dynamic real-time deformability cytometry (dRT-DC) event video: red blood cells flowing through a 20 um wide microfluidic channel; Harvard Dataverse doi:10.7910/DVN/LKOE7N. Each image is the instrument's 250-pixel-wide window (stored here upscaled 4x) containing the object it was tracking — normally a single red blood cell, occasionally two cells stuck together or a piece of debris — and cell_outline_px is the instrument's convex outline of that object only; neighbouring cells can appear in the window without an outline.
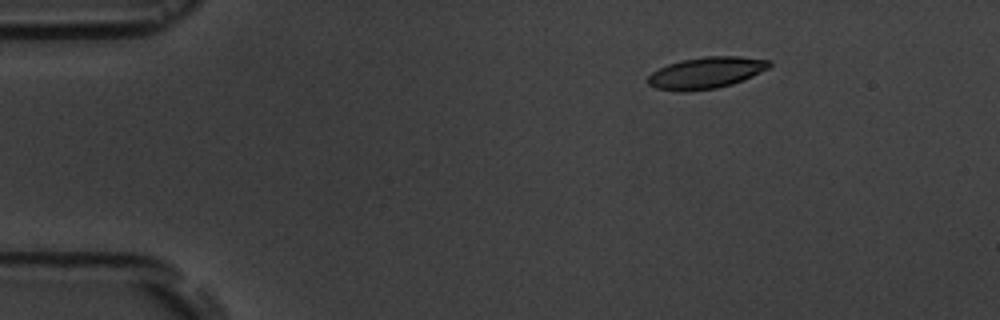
{"species": "common noctule bat (a hibernating species)", "species_latin": "Nyctalus noctula", "temperature_condition": "room temperature", "stored_images_in_passage": 15, "camera_frame_rate_fps": 3000, "um_per_image_px": 0.085, "animal": {"sex": "male", "body_mass_g": 19.5, "forearm_length_mm": 54.6}, "frame": {"image": 1, "passage_image": 1, "time_ms": 0.0, "image_size_px": [1000, 320], "cell_outline_px": [[772, 64], [768, 68], [744, 80], [732, 84], [716, 88], [656, 88], [648, 84], [648, 76], [652, 72], [668, 64], [680, 60], [704, 56], [740, 56], [772, 60]], "centroid_in_image_um": [60.11, 6.12], "position_along_channel_um": 24.9, "area_um2": 21.5}}
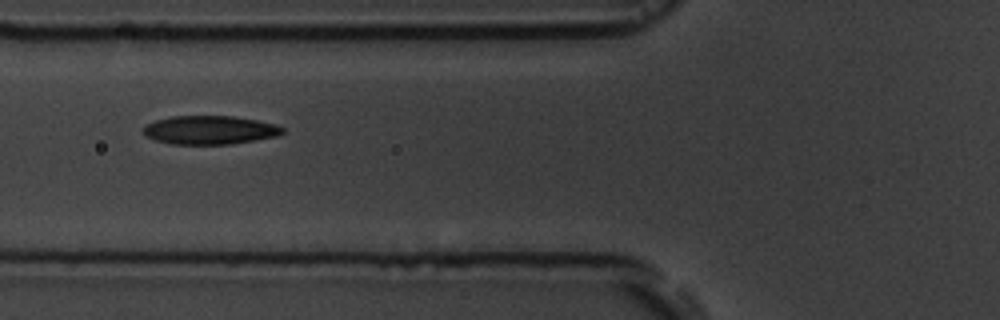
{"frame": {"image": 2, "passage_image": 5, "time_ms": 4.333, "image_size_px": [1000, 320], "cell_outline_px": [[284, 132], [276, 136], [232, 144], [172, 144], [152, 140], [144, 136], [144, 124], [156, 120], [172, 116], [232, 116], [256, 120], [276, 124], [284, 128]], "centroid_in_image_um": [17.79, 11.05], "position_along_channel_um": 108.0, "area_um2": 23.29}}
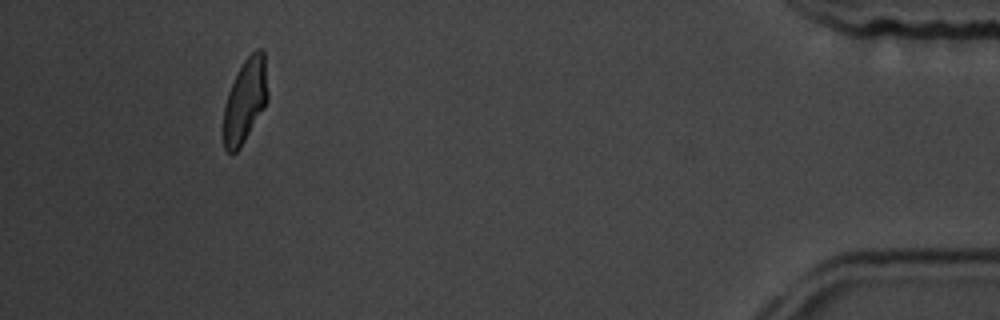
{"frame": {"image": 3, "passage_image": 14, "time_ms": 14.667, "image_size_px": [1000, 320], "cell_outline_px": [[268, 100], [264, 108], [240, 148], [232, 156], [224, 148], [224, 108], [228, 92], [244, 60], [256, 48], [260, 48], [264, 52], [268, 92]], "centroid_in_image_um": [20.85, 8.57], "position_along_channel_um": 414.4, "area_um2": 21.5}, "authors_computed_cell_mechanics": {"area_um2": 22.253, "velocity_mm_per_s": 3.6109, "shape_relaxation_time_tau1_ms": 5.8474, "shape_relaxation_time_tau2_ms": 1.5862, "deformation_change_tau1": 0.1739, "deformation_change_tau2": 0.0566}}